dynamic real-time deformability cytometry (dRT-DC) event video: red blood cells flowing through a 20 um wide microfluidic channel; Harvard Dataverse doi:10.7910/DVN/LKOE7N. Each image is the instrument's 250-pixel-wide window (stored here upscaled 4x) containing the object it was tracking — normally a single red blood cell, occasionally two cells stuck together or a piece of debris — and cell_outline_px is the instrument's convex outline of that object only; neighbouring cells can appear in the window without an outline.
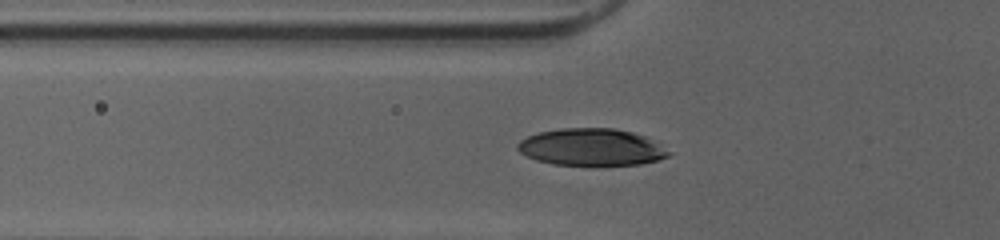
{"species": "human", "species_latin": "Homo sapiens", "temperature_condition": "cold", "stored_images_in_passage": 33, "camera_frame_rate_fps": 3000, "um_per_image_px": 0.085, "donor": {"sex": "female"}, "frame": {"image": 1, "passage_image": 3, "time_ms": 0.667, "image_size_px": [1000, 240], "cell_outline_px": [[672, 152], [668, 156], [656, 160], [640, 164], [552, 164], [536, 160], [520, 152], [516, 148], [516, 144], [520, 140], [528, 136], [540, 132], [560, 128], [616, 128], [632, 132], [644, 136]], "centroid_in_image_um": [50.24, 12.49], "position_along_channel_um": 75.6, "area_um2": 32.19}}
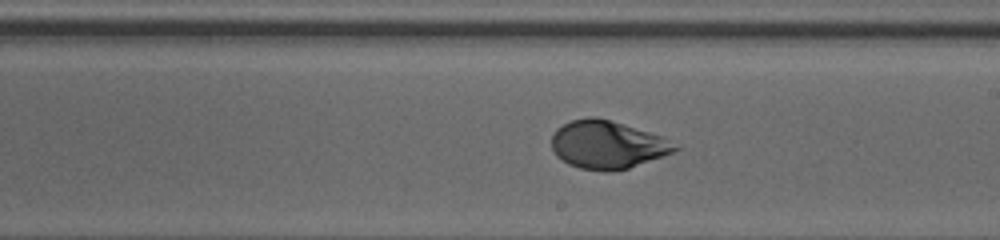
{"frame": {"image": 2, "passage_image": 15, "time_ms": 4.667, "image_size_px": [1000, 240], "cell_outline_px": [[680, 148], [672, 152], [628, 168], [612, 172], [604, 172], [580, 168], [568, 164], [556, 156], [552, 148], [552, 136], [556, 128], [572, 120], [588, 116], [596, 116], [664, 136]], "centroid_in_image_um": [51.6, 12.3], "position_along_channel_um": 237.4, "area_um2": 34.45}}
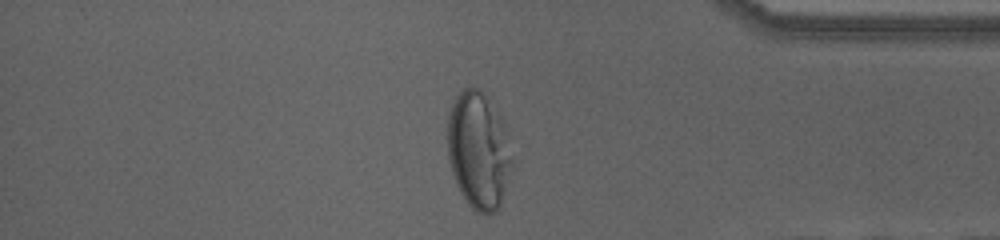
{"frame": {"image": 3, "passage_image": 28, "time_ms": 9.0, "image_size_px": [1000, 240], "cell_outline_px": [[508, 160], [500, 204], [496, 212], [476, 212], [468, 204], [460, 192], [452, 172], [448, 156], [448, 116], [452, 104], [456, 96], [464, 88], [480, 88], [500, 116], [504, 124]], "centroid_in_image_um": [40.58, 12.74], "position_along_channel_um": 394.6, "area_um2": 42.02}}